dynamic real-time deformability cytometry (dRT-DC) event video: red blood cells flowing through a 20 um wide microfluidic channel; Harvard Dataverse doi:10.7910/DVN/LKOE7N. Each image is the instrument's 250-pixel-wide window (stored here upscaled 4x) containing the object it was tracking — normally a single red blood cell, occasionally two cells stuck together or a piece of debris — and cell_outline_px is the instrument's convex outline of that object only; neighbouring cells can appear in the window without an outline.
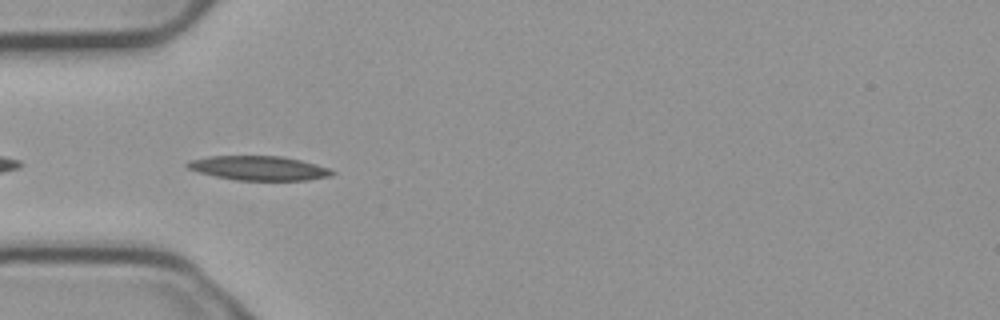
{"species": "common noctule bat (a hibernating species)", "species_latin": "Nyctalus noctula", "temperature_condition": "cold", "stored_images_in_passage": 5, "camera_frame_rate_fps": 3000, "um_per_image_px": 0.085, "animal": {"sex": "male", "body_mass_g": 23.1, "forearm_length_mm": 52.7}, "frame": {"image": 1, "passage_image": 4, "time_ms": 1.0, "image_size_px": [1000, 320], "cell_outline_px": [[336, 172], [332, 176], [308, 180], [236, 180], [216, 176], [200, 172], [188, 168], [184, 164], [188, 160], [212, 156], [280, 156], [300, 160], [316, 164], [328, 168]], "centroid_in_image_um": [22.01, 14.29], "position_along_channel_um": 63.0, "area_um2": 20.4}}
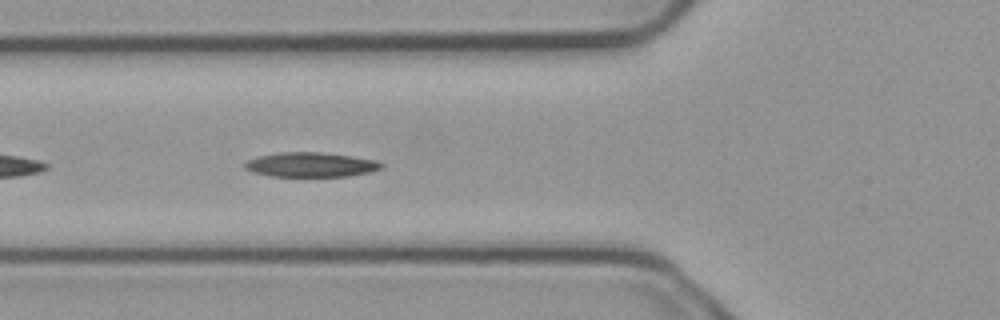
{"frame": {"image": 2, "passage_image": 5, "time_ms": 1.333, "image_size_px": [1000, 320], "cell_outline_px": [[384, 168], [368, 172], [348, 176], [272, 176], [252, 172], [244, 168], [244, 160], [256, 156], [280, 152], [320, 152], [352, 156], [376, 160], [384, 164]], "centroid_in_image_um": [26.38, 13.99], "position_along_channel_um": 99.4, "area_um2": 19.71}}